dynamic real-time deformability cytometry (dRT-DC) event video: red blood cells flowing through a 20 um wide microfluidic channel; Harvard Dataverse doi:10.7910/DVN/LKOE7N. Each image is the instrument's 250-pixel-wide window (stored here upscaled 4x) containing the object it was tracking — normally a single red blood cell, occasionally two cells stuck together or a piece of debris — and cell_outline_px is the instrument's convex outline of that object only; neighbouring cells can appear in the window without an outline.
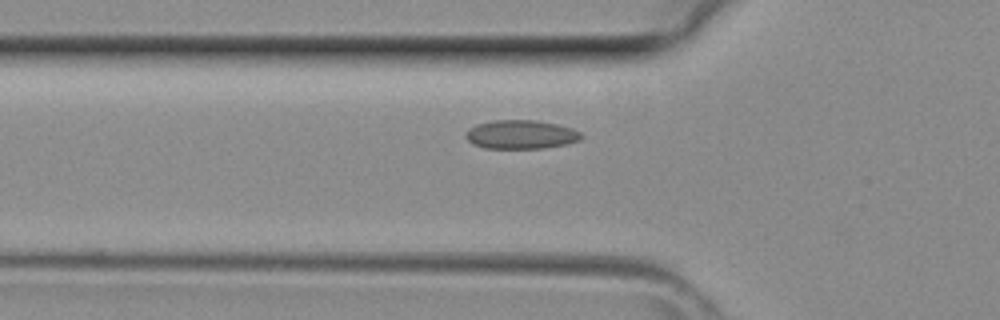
{"species": "common noctule bat (a hibernating species)", "species_latin": "Nyctalus noctula", "temperature_condition": "room temperature", "stored_images_in_passage": 31, "camera_frame_rate_fps": 3000, "um_per_image_px": 0.085, "animal": {"sex": "female", "body_mass_g": 29.2, "forearm_length_mm": 56.3}, "frame": {"image": 1, "passage_image": 5, "time_ms": 1.333, "image_size_px": [1000, 320], "cell_outline_px": [[584, 136], [580, 140], [564, 144], [544, 148], [484, 148], [472, 144], [464, 136], [464, 132], [468, 128], [476, 124], [492, 120], [536, 120], [556, 124], [572, 128], [580, 132]], "centroid_in_image_um": [44.23, 11.42], "position_along_channel_um": 81.6, "area_um2": 19.54}}
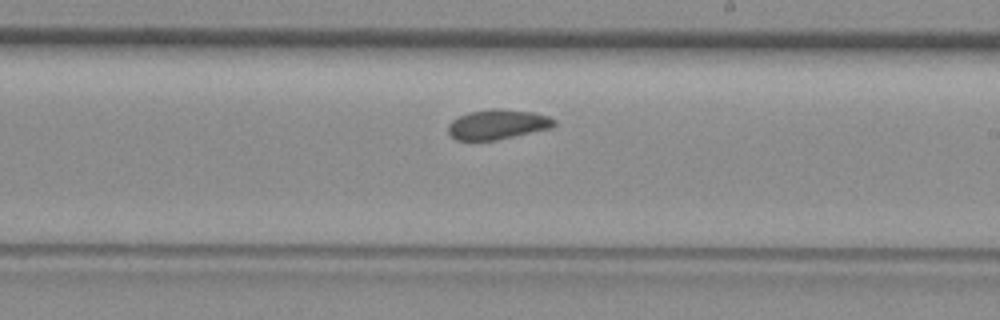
{"frame": {"image": 2, "passage_image": 15, "time_ms": 4.667, "image_size_px": [1000, 320], "cell_outline_px": [[556, 124], [552, 128], [496, 140], [456, 140], [448, 132], [448, 124], [452, 120], [468, 112], [492, 108], [496, 108], [532, 112], [548, 116], [556, 120]], "centroid_in_image_um": [42.3, 10.57], "position_along_channel_um": 246.7, "area_um2": 18.44}}
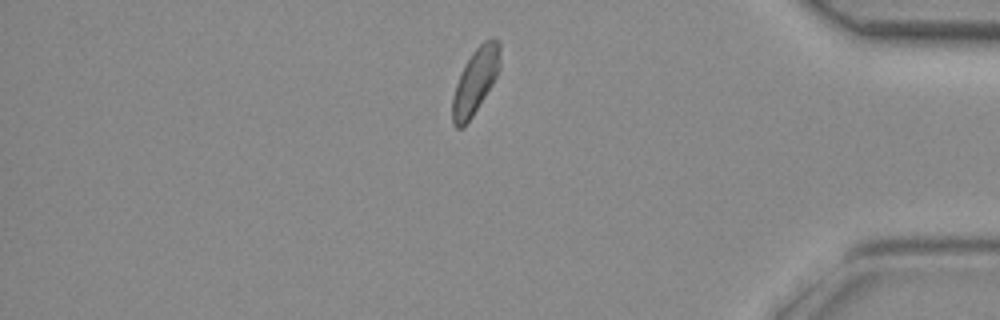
{"frame": {"image": 3, "passage_image": 26, "time_ms": 8.333, "image_size_px": [1000, 320], "cell_outline_px": [[500, 68], [492, 84], [472, 116], [460, 128], [456, 128], [452, 124], [452, 96], [460, 72], [464, 64], [472, 52], [484, 40], [492, 36], [496, 36], [500, 40]], "centroid_in_image_um": [40.41, 6.82], "position_along_channel_um": 394.8, "area_um2": 18.26}}